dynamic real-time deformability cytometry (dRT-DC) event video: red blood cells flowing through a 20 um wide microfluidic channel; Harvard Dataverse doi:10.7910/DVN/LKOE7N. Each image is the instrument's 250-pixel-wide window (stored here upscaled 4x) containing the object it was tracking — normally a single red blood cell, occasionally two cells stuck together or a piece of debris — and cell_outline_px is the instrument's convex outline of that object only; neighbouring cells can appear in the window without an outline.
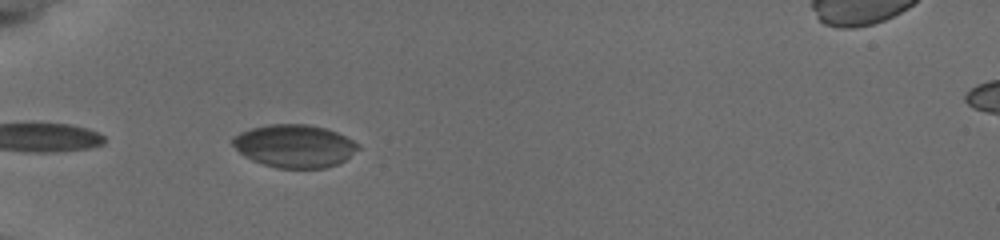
{"species": "common noctule bat (a hibernating species)", "species_latin": "Nyctalus noctula", "temperature_condition": "cold", "stored_images_in_passage": 3, "camera_frame_rate_fps": 3000, "um_per_image_px": 0.085, "animal": {"sex": "female", "body_mass_g": 19.5, "forearm_length_mm": 54.1}, "frame": {"image": 1, "passage_image": 2, "time_ms": 1.0, "image_size_px": [1000, 240], "cell_outline_px": [[360, 148], [344, 160], [336, 164], [324, 168], [276, 168], [252, 160], [244, 156], [232, 144], [232, 136], [240, 132], [252, 128], [268, 124], [308, 124], [324, 128], [336, 132], [360, 144]], "centroid_in_image_um": [25.01, 12.4], "position_along_channel_um": 60.0, "area_um2": 31.21}}
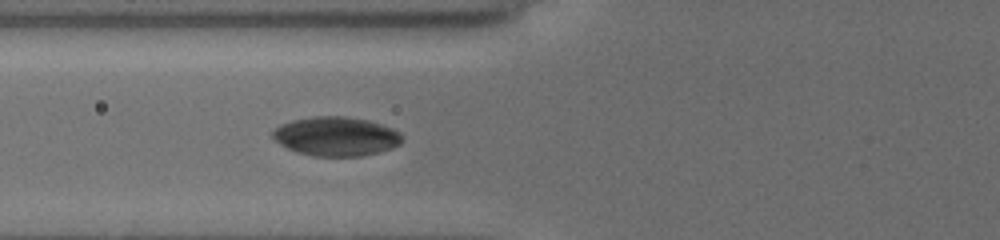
{"frame": {"image": 2, "passage_image": 3, "time_ms": 2.333, "image_size_px": [1000, 240], "cell_outline_px": [[400, 144], [392, 148], [380, 152], [360, 156], [312, 156], [296, 152], [280, 144], [272, 136], [272, 132], [280, 124], [292, 120], [312, 116], [344, 116], [368, 120], [392, 128], [400, 132]], "centroid_in_image_um": [28.55, 11.59], "position_along_channel_um": 97.3, "area_um2": 29.48}}